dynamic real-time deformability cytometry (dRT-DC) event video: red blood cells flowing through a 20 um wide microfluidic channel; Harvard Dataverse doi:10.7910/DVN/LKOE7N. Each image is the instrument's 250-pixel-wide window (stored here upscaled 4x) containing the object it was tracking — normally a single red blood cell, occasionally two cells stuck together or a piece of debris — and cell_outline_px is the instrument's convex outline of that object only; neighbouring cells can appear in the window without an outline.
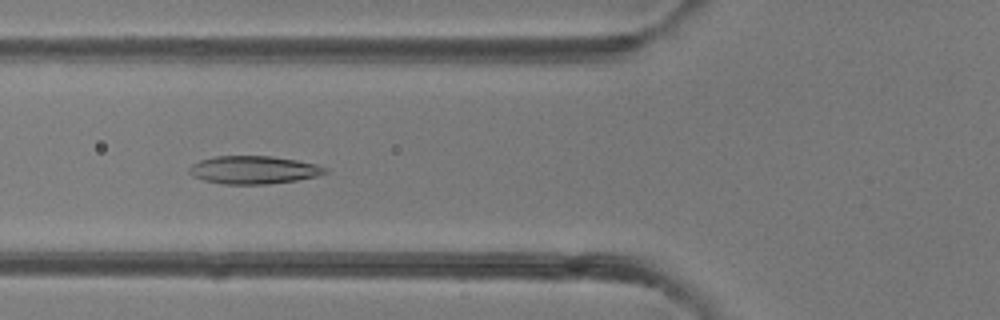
{"species": "common noctule bat (a hibernating species)", "species_latin": "Nyctalus noctula", "temperature_condition": "room temperature", "stored_images_in_passage": 43, "camera_frame_rate_fps": 3000, "um_per_image_px": 0.085, "animal": {"sex": "female"}, "frame": {"image": 1, "passage_image": 13, "time_ms": 4.0, "image_size_px": [1000, 320], "cell_outline_px": [[328, 172], [316, 176], [296, 180], [268, 184], [224, 184], [204, 180], [192, 176], [188, 172], [188, 168], [192, 164], [200, 160], [216, 156], [272, 156], [296, 160], [316, 164], [328, 168]], "centroid_in_image_um": [21.54, 14.44], "position_along_channel_um": 104.3, "area_um2": 22.14}}
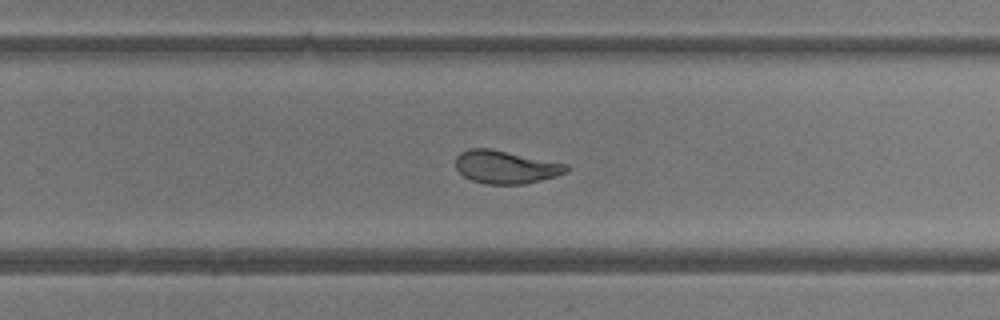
{"frame": {"image": 2, "passage_image": 26, "time_ms": 8.333, "image_size_px": [1000, 320], "cell_outline_px": [[568, 172], [556, 176], [524, 184], [484, 184], [472, 180], [464, 176], [456, 168], [456, 156], [460, 152], [468, 148], [488, 148], [568, 164]], "centroid_in_image_um": [42.97, 14.2], "position_along_channel_um": 286.8, "area_um2": 21.21}}
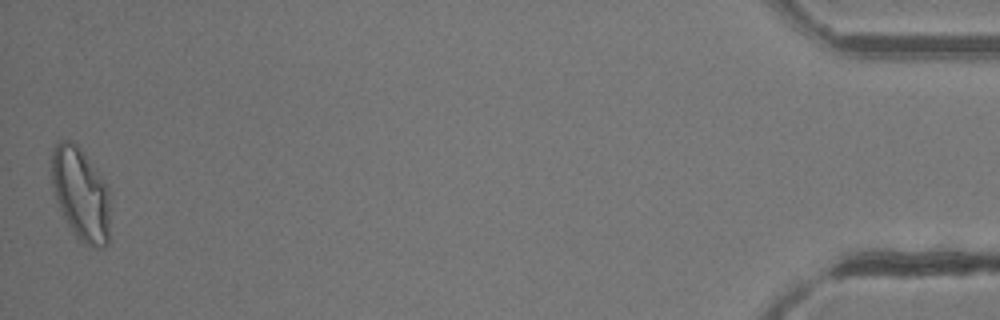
{"frame": {"image": 3, "passage_image": 43, "time_ms": 14.0, "image_size_px": [1000, 320], "cell_outline_px": [[108, 244], [104, 248], [96, 248], [84, 244], [72, 232], [56, 200], [52, 184], [52, 148], [60, 140], [72, 140], [76, 144], [108, 184]], "centroid_in_image_um": [6.86, 16.49], "position_along_channel_um": 428.3, "area_um2": 31.44}, "authors_computed_cell_mechanics": {"area_um2": 23.2934, "velocity_mm_per_s": 4.219, "shape_relaxation_time_tau1_ms": 6.453, "shape_relaxation_time_tau2_ms": 1.437, "deformation_change_tau1": 0.1977, "deformation_change_tau2": 0.0769}}